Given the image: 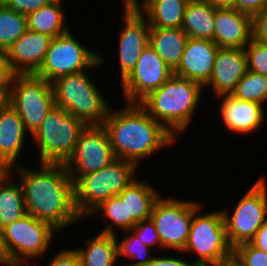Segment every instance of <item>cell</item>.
Wrapping results in <instances>:
<instances>
[{
    "label": "cell",
    "mask_w": 267,
    "mask_h": 266,
    "mask_svg": "<svg viewBox=\"0 0 267 266\" xmlns=\"http://www.w3.org/2000/svg\"><path fill=\"white\" fill-rule=\"evenodd\" d=\"M16 171L23 190L26 212L61 231L82 217L74 199V181L65 164L40 163L38 170L21 165ZM18 174V175H17Z\"/></svg>",
    "instance_id": "6da1fadb"
},
{
    "label": "cell",
    "mask_w": 267,
    "mask_h": 266,
    "mask_svg": "<svg viewBox=\"0 0 267 266\" xmlns=\"http://www.w3.org/2000/svg\"><path fill=\"white\" fill-rule=\"evenodd\" d=\"M103 126L115 157L133 162L137 167L143 159L177 142L139 103H125V107L118 110L110 106Z\"/></svg>",
    "instance_id": "7a4b0ae2"
},
{
    "label": "cell",
    "mask_w": 267,
    "mask_h": 266,
    "mask_svg": "<svg viewBox=\"0 0 267 266\" xmlns=\"http://www.w3.org/2000/svg\"><path fill=\"white\" fill-rule=\"evenodd\" d=\"M203 90L205 88L199 83L173 74L139 104L178 138L191 124L200 105Z\"/></svg>",
    "instance_id": "3957f363"
},
{
    "label": "cell",
    "mask_w": 267,
    "mask_h": 266,
    "mask_svg": "<svg viewBox=\"0 0 267 266\" xmlns=\"http://www.w3.org/2000/svg\"><path fill=\"white\" fill-rule=\"evenodd\" d=\"M87 72L63 75L51 82L55 106L66 110L86 126L103 125L110 105Z\"/></svg>",
    "instance_id": "277c9868"
},
{
    "label": "cell",
    "mask_w": 267,
    "mask_h": 266,
    "mask_svg": "<svg viewBox=\"0 0 267 266\" xmlns=\"http://www.w3.org/2000/svg\"><path fill=\"white\" fill-rule=\"evenodd\" d=\"M202 204L193 200V218L187 244L181 254H195L193 266H218L233 256L222 210L202 213ZM189 253V254H186Z\"/></svg>",
    "instance_id": "5b68a950"
},
{
    "label": "cell",
    "mask_w": 267,
    "mask_h": 266,
    "mask_svg": "<svg viewBox=\"0 0 267 266\" xmlns=\"http://www.w3.org/2000/svg\"><path fill=\"white\" fill-rule=\"evenodd\" d=\"M138 167L116 158L97 172L80 176L74 182V199L78 214L86 219L105 200L118 195L136 177Z\"/></svg>",
    "instance_id": "8992f818"
},
{
    "label": "cell",
    "mask_w": 267,
    "mask_h": 266,
    "mask_svg": "<svg viewBox=\"0 0 267 266\" xmlns=\"http://www.w3.org/2000/svg\"><path fill=\"white\" fill-rule=\"evenodd\" d=\"M86 125L61 107L54 106L32 134L40 163L66 164Z\"/></svg>",
    "instance_id": "52a82bcc"
},
{
    "label": "cell",
    "mask_w": 267,
    "mask_h": 266,
    "mask_svg": "<svg viewBox=\"0 0 267 266\" xmlns=\"http://www.w3.org/2000/svg\"><path fill=\"white\" fill-rule=\"evenodd\" d=\"M79 41L72 35L71 29L51 39L45 59L35 75L52 82L63 75L101 68L105 60L103 54L85 47Z\"/></svg>",
    "instance_id": "ba28073f"
},
{
    "label": "cell",
    "mask_w": 267,
    "mask_h": 266,
    "mask_svg": "<svg viewBox=\"0 0 267 266\" xmlns=\"http://www.w3.org/2000/svg\"><path fill=\"white\" fill-rule=\"evenodd\" d=\"M222 210L230 246L250 242L267 220V181L259 177L236 204L233 214Z\"/></svg>",
    "instance_id": "9c48e42d"
},
{
    "label": "cell",
    "mask_w": 267,
    "mask_h": 266,
    "mask_svg": "<svg viewBox=\"0 0 267 266\" xmlns=\"http://www.w3.org/2000/svg\"><path fill=\"white\" fill-rule=\"evenodd\" d=\"M3 232L11 264L24 266L29 260L39 261L40 257L47 255L59 231L48 222L27 213L4 227Z\"/></svg>",
    "instance_id": "30bf717a"
},
{
    "label": "cell",
    "mask_w": 267,
    "mask_h": 266,
    "mask_svg": "<svg viewBox=\"0 0 267 266\" xmlns=\"http://www.w3.org/2000/svg\"><path fill=\"white\" fill-rule=\"evenodd\" d=\"M10 105L32 135L55 106L51 82L35 74H16L10 90Z\"/></svg>",
    "instance_id": "8fae6325"
},
{
    "label": "cell",
    "mask_w": 267,
    "mask_h": 266,
    "mask_svg": "<svg viewBox=\"0 0 267 266\" xmlns=\"http://www.w3.org/2000/svg\"><path fill=\"white\" fill-rule=\"evenodd\" d=\"M193 218V200L160 197L155 201L150 219L161 240V250L182 252L187 244Z\"/></svg>",
    "instance_id": "7c38bea8"
},
{
    "label": "cell",
    "mask_w": 267,
    "mask_h": 266,
    "mask_svg": "<svg viewBox=\"0 0 267 266\" xmlns=\"http://www.w3.org/2000/svg\"><path fill=\"white\" fill-rule=\"evenodd\" d=\"M115 159L106 128L88 125L81 131L74 153L65 166L75 182L80 176L97 172Z\"/></svg>",
    "instance_id": "4fadbf2b"
},
{
    "label": "cell",
    "mask_w": 267,
    "mask_h": 266,
    "mask_svg": "<svg viewBox=\"0 0 267 266\" xmlns=\"http://www.w3.org/2000/svg\"><path fill=\"white\" fill-rule=\"evenodd\" d=\"M172 75L173 71L148 45L142 51L131 73L120 82L124 101L140 103L151 92L160 88Z\"/></svg>",
    "instance_id": "5bb4252c"
},
{
    "label": "cell",
    "mask_w": 267,
    "mask_h": 266,
    "mask_svg": "<svg viewBox=\"0 0 267 266\" xmlns=\"http://www.w3.org/2000/svg\"><path fill=\"white\" fill-rule=\"evenodd\" d=\"M123 10L124 23L119 26L118 35L120 82L134 69L142 51L149 45L150 34V24L137 8Z\"/></svg>",
    "instance_id": "9a60e30c"
},
{
    "label": "cell",
    "mask_w": 267,
    "mask_h": 266,
    "mask_svg": "<svg viewBox=\"0 0 267 266\" xmlns=\"http://www.w3.org/2000/svg\"><path fill=\"white\" fill-rule=\"evenodd\" d=\"M219 46L212 40L188 38L180 64L173 74L197 82L208 83Z\"/></svg>",
    "instance_id": "2e32d148"
},
{
    "label": "cell",
    "mask_w": 267,
    "mask_h": 266,
    "mask_svg": "<svg viewBox=\"0 0 267 266\" xmlns=\"http://www.w3.org/2000/svg\"><path fill=\"white\" fill-rule=\"evenodd\" d=\"M247 71L245 48L219 47L212 75L204 87H210L216 98L231 95Z\"/></svg>",
    "instance_id": "e0dca14e"
},
{
    "label": "cell",
    "mask_w": 267,
    "mask_h": 266,
    "mask_svg": "<svg viewBox=\"0 0 267 266\" xmlns=\"http://www.w3.org/2000/svg\"><path fill=\"white\" fill-rule=\"evenodd\" d=\"M218 99H221L218 112L228 131L247 135L258 131L262 124L264 125L266 112L262 104L240 100L232 95L220 96Z\"/></svg>",
    "instance_id": "ac0fdd59"
},
{
    "label": "cell",
    "mask_w": 267,
    "mask_h": 266,
    "mask_svg": "<svg viewBox=\"0 0 267 266\" xmlns=\"http://www.w3.org/2000/svg\"><path fill=\"white\" fill-rule=\"evenodd\" d=\"M51 37L28 29L5 52L16 74H35L42 65Z\"/></svg>",
    "instance_id": "d6986e66"
},
{
    "label": "cell",
    "mask_w": 267,
    "mask_h": 266,
    "mask_svg": "<svg viewBox=\"0 0 267 266\" xmlns=\"http://www.w3.org/2000/svg\"><path fill=\"white\" fill-rule=\"evenodd\" d=\"M214 24L219 47L245 48L253 38L252 16L235 8L216 9Z\"/></svg>",
    "instance_id": "ffe728a7"
},
{
    "label": "cell",
    "mask_w": 267,
    "mask_h": 266,
    "mask_svg": "<svg viewBox=\"0 0 267 266\" xmlns=\"http://www.w3.org/2000/svg\"><path fill=\"white\" fill-rule=\"evenodd\" d=\"M26 134L21 117L10 104L0 110V162L8 170L21 165L18 162Z\"/></svg>",
    "instance_id": "44dd1931"
},
{
    "label": "cell",
    "mask_w": 267,
    "mask_h": 266,
    "mask_svg": "<svg viewBox=\"0 0 267 266\" xmlns=\"http://www.w3.org/2000/svg\"><path fill=\"white\" fill-rule=\"evenodd\" d=\"M160 194L150 182L137 178L118 194L122 201H126L127 231L136 223L150 219L153 205Z\"/></svg>",
    "instance_id": "7402d4cb"
},
{
    "label": "cell",
    "mask_w": 267,
    "mask_h": 266,
    "mask_svg": "<svg viewBox=\"0 0 267 266\" xmlns=\"http://www.w3.org/2000/svg\"><path fill=\"white\" fill-rule=\"evenodd\" d=\"M188 38L181 27H150L149 45L174 71L180 64Z\"/></svg>",
    "instance_id": "603a6c76"
},
{
    "label": "cell",
    "mask_w": 267,
    "mask_h": 266,
    "mask_svg": "<svg viewBox=\"0 0 267 266\" xmlns=\"http://www.w3.org/2000/svg\"><path fill=\"white\" fill-rule=\"evenodd\" d=\"M190 0H145L137 9L147 18L150 27L179 28Z\"/></svg>",
    "instance_id": "cb8c5ba5"
},
{
    "label": "cell",
    "mask_w": 267,
    "mask_h": 266,
    "mask_svg": "<svg viewBox=\"0 0 267 266\" xmlns=\"http://www.w3.org/2000/svg\"><path fill=\"white\" fill-rule=\"evenodd\" d=\"M216 8L201 0H190L184 11L181 28L190 38L214 41Z\"/></svg>",
    "instance_id": "d4e9b609"
},
{
    "label": "cell",
    "mask_w": 267,
    "mask_h": 266,
    "mask_svg": "<svg viewBox=\"0 0 267 266\" xmlns=\"http://www.w3.org/2000/svg\"><path fill=\"white\" fill-rule=\"evenodd\" d=\"M86 242V247H74L81 266H116L118 257L115 235L99 232Z\"/></svg>",
    "instance_id": "484cf974"
},
{
    "label": "cell",
    "mask_w": 267,
    "mask_h": 266,
    "mask_svg": "<svg viewBox=\"0 0 267 266\" xmlns=\"http://www.w3.org/2000/svg\"><path fill=\"white\" fill-rule=\"evenodd\" d=\"M28 29L43 33L52 39L70 30L65 22L62 0H54L48 5L27 15Z\"/></svg>",
    "instance_id": "4316f807"
},
{
    "label": "cell",
    "mask_w": 267,
    "mask_h": 266,
    "mask_svg": "<svg viewBox=\"0 0 267 266\" xmlns=\"http://www.w3.org/2000/svg\"><path fill=\"white\" fill-rule=\"evenodd\" d=\"M25 214L27 212L21 184L17 179L13 180L12 172L8 171L0 179V227L3 229Z\"/></svg>",
    "instance_id": "83f0119b"
},
{
    "label": "cell",
    "mask_w": 267,
    "mask_h": 266,
    "mask_svg": "<svg viewBox=\"0 0 267 266\" xmlns=\"http://www.w3.org/2000/svg\"><path fill=\"white\" fill-rule=\"evenodd\" d=\"M101 216L109 223L100 231V233L115 235L117 230L127 231V209L126 201H122L119 195H115L95 208L88 216Z\"/></svg>",
    "instance_id": "f1b7e54d"
},
{
    "label": "cell",
    "mask_w": 267,
    "mask_h": 266,
    "mask_svg": "<svg viewBox=\"0 0 267 266\" xmlns=\"http://www.w3.org/2000/svg\"><path fill=\"white\" fill-rule=\"evenodd\" d=\"M27 30V15L8 9L0 3V51L6 52Z\"/></svg>",
    "instance_id": "f546056e"
},
{
    "label": "cell",
    "mask_w": 267,
    "mask_h": 266,
    "mask_svg": "<svg viewBox=\"0 0 267 266\" xmlns=\"http://www.w3.org/2000/svg\"><path fill=\"white\" fill-rule=\"evenodd\" d=\"M123 233H125V237L120 240L118 234H115L118 261L122 257L133 261L121 266H147L155 257L152 255L151 249L143 244L131 230L123 231Z\"/></svg>",
    "instance_id": "4dcf8cb0"
},
{
    "label": "cell",
    "mask_w": 267,
    "mask_h": 266,
    "mask_svg": "<svg viewBox=\"0 0 267 266\" xmlns=\"http://www.w3.org/2000/svg\"><path fill=\"white\" fill-rule=\"evenodd\" d=\"M234 98L264 105L267 100V75L247 71L231 94Z\"/></svg>",
    "instance_id": "1f68e13d"
},
{
    "label": "cell",
    "mask_w": 267,
    "mask_h": 266,
    "mask_svg": "<svg viewBox=\"0 0 267 266\" xmlns=\"http://www.w3.org/2000/svg\"><path fill=\"white\" fill-rule=\"evenodd\" d=\"M245 53L248 70L267 75V44L252 38L245 47Z\"/></svg>",
    "instance_id": "d6a6232c"
},
{
    "label": "cell",
    "mask_w": 267,
    "mask_h": 266,
    "mask_svg": "<svg viewBox=\"0 0 267 266\" xmlns=\"http://www.w3.org/2000/svg\"><path fill=\"white\" fill-rule=\"evenodd\" d=\"M233 256L244 266H267V253L250 242L238 245L233 250Z\"/></svg>",
    "instance_id": "836d02e7"
},
{
    "label": "cell",
    "mask_w": 267,
    "mask_h": 266,
    "mask_svg": "<svg viewBox=\"0 0 267 266\" xmlns=\"http://www.w3.org/2000/svg\"><path fill=\"white\" fill-rule=\"evenodd\" d=\"M131 231L150 249L156 246L161 250V240L151 219L136 223Z\"/></svg>",
    "instance_id": "e575fe53"
},
{
    "label": "cell",
    "mask_w": 267,
    "mask_h": 266,
    "mask_svg": "<svg viewBox=\"0 0 267 266\" xmlns=\"http://www.w3.org/2000/svg\"><path fill=\"white\" fill-rule=\"evenodd\" d=\"M54 0H3L1 3L8 9L28 15Z\"/></svg>",
    "instance_id": "d590c367"
},
{
    "label": "cell",
    "mask_w": 267,
    "mask_h": 266,
    "mask_svg": "<svg viewBox=\"0 0 267 266\" xmlns=\"http://www.w3.org/2000/svg\"><path fill=\"white\" fill-rule=\"evenodd\" d=\"M49 261L47 266H81L79 256L74 248L59 250Z\"/></svg>",
    "instance_id": "8d00e7d4"
},
{
    "label": "cell",
    "mask_w": 267,
    "mask_h": 266,
    "mask_svg": "<svg viewBox=\"0 0 267 266\" xmlns=\"http://www.w3.org/2000/svg\"><path fill=\"white\" fill-rule=\"evenodd\" d=\"M253 38L267 44V6L252 17Z\"/></svg>",
    "instance_id": "74e56055"
},
{
    "label": "cell",
    "mask_w": 267,
    "mask_h": 266,
    "mask_svg": "<svg viewBox=\"0 0 267 266\" xmlns=\"http://www.w3.org/2000/svg\"><path fill=\"white\" fill-rule=\"evenodd\" d=\"M15 75L6 53L0 51V85L5 86L10 91Z\"/></svg>",
    "instance_id": "f35d334b"
},
{
    "label": "cell",
    "mask_w": 267,
    "mask_h": 266,
    "mask_svg": "<svg viewBox=\"0 0 267 266\" xmlns=\"http://www.w3.org/2000/svg\"><path fill=\"white\" fill-rule=\"evenodd\" d=\"M267 6V0H235V9L254 16Z\"/></svg>",
    "instance_id": "ab89813d"
},
{
    "label": "cell",
    "mask_w": 267,
    "mask_h": 266,
    "mask_svg": "<svg viewBox=\"0 0 267 266\" xmlns=\"http://www.w3.org/2000/svg\"><path fill=\"white\" fill-rule=\"evenodd\" d=\"M161 256L156 255L147 266H193L191 261H186L183 257Z\"/></svg>",
    "instance_id": "60d3db41"
},
{
    "label": "cell",
    "mask_w": 267,
    "mask_h": 266,
    "mask_svg": "<svg viewBox=\"0 0 267 266\" xmlns=\"http://www.w3.org/2000/svg\"><path fill=\"white\" fill-rule=\"evenodd\" d=\"M250 243L254 247L267 253V220L256 232L254 238L250 241Z\"/></svg>",
    "instance_id": "b9f144b4"
},
{
    "label": "cell",
    "mask_w": 267,
    "mask_h": 266,
    "mask_svg": "<svg viewBox=\"0 0 267 266\" xmlns=\"http://www.w3.org/2000/svg\"><path fill=\"white\" fill-rule=\"evenodd\" d=\"M0 266H16L14 264H11V258L5 244L4 232L1 227H0Z\"/></svg>",
    "instance_id": "7bdbcfd3"
},
{
    "label": "cell",
    "mask_w": 267,
    "mask_h": 266,
    "mask_svg": "<svg viewBox=\"0 0 267 266\" xmlns=\"http://www.w3.org/2000/svg\"><path fill=\"white\" fill-rule=\"evenodd\" d=\"M209 3L216 9L235 8V0H201Z\"/></svg>",
    "instance_id": "ee69618b"
},
{
    "label": "cell",
    "mask_w": 267,
    "mask_h": 266,
    "mask_svg": "<svg viewBox=\"0 0 267 266\" xmlns=\"http://www.w3.org/2000/svg\"><path fill=\"white\" fill-rule=\"evenodd\" d=\"M10 104V91L3 85H0V110Z\"/></svg>",
    "instance_id": "f6af8a7d"
},
{
    "label": "cell",
    "mask_w": 267,
    "mask_h": 266,
    "mask_svg": "<svg viewBox=\"0 0 267 266\" xmlns=\"http://www.w3.org/2000/svg\"><path fill=\"white\" fill-rule=\"evenodd\" d=\"M124 9L138 8L145 0H122Z\"/></svg>",
    "instance_id": "bcb514c9"
},
{
    "label": "cell",
    "mask_w": 267,
    "mask_h": 266,
    "mask_svg": "<svg viewBox=\"0 0 267 266\" xmlns=\"http://www.w3.org/2000/svg\"><path fill=\"white\" fill-rule=\"evenodd\" d=\"M218 266H244L240 261H238L234 256L231 258L224 260Z\"/></svg>",
    "instance_id": "7dc6e473"
},
{
    "label": "cell",
    "mask_w": 267,
    "mask_h": 266,
    "mask_svg": "<svg viewBox=\"0 0 267 266\" xmlns=\"http://www.w3.org/2000/svg\"><path fill=\"white\" fill-rule=\"evenodd\" d=\"M9 170L0 162V179L8 172Z\"/></svg>",
    "instance_id": "c3c4849f"
}]
</instances>
